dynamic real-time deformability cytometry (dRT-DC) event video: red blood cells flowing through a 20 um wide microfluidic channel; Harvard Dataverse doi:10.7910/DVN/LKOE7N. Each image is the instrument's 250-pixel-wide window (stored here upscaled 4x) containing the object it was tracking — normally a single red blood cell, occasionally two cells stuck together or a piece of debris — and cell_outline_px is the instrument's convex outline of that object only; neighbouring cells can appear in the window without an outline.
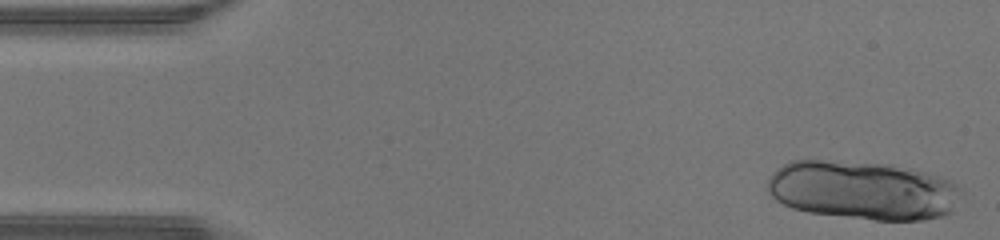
{"species": "human", "species_latin": "Homo sapiens", "temperature_condition": "warm", "stored_images_in_passage": 32, "camera_frame_rate_fps": 3000, "um_per_image_px": 0.085, "donor": {"sex": "male"}, "frame": {"image": 1, "passage_image": 1, "time_ms": 0.0, "image_size_px": [1000, 240], "cell_outline_px": [[964, 192], [952, 212], [944, 216], [924, 220], [876, 220], [808, 212], [792, 208], [776, 200], [768, 192], [768, 176], [776, 168], [788, 160], [824, 160], [888, 164], [912, 168], [940, 176], [956, 184]], "centroid_in_image_um": [73.36, 16.17], "position_along_channel_um": 11.6, "area_um2": 67.05}}
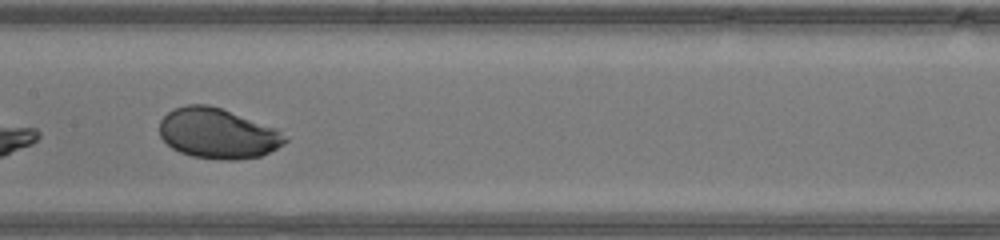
{"frame": {"image": 2, "passage_image": 22, "time_ms": 7.0, "image_size_px": [1000, 240], "cell_outline_px": [[288, 140], [284, 144], [260, 156], [236, 160], [220, 160], [192, 156], [180, 152], [172, 148], [160, 136], [160, 120], [172, 108], [188, 104], [208, 104], [220, 108], [276, 128]], "centroid_in_image_um": [18.48, 11.34], "position_along_channel_um": 188.9, "area_um2": 36.59}}
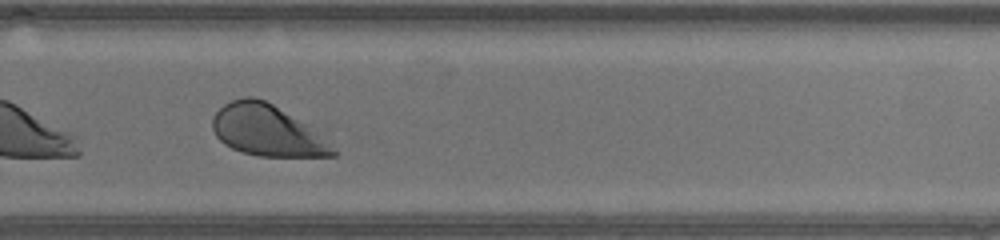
{"frame": {"image": 3, "passage_image": 30, "time_ms": 9.667, "image_size_px": [1000, 240], "cell_outline_px": [[336, 156], [256, 156], [240, 152], [224, 144], [216, 136], [212, 128], [212, 116], [224, 104], [232, 100], [244, 96], [252, 96], [264, 100], [272, 104], [308, 124], [332, 140], [336, 148]], "centroid_in_image_um": [22.75, 11.1], "position_along_channel_um": 307.1, "area_um2": 36.41}}